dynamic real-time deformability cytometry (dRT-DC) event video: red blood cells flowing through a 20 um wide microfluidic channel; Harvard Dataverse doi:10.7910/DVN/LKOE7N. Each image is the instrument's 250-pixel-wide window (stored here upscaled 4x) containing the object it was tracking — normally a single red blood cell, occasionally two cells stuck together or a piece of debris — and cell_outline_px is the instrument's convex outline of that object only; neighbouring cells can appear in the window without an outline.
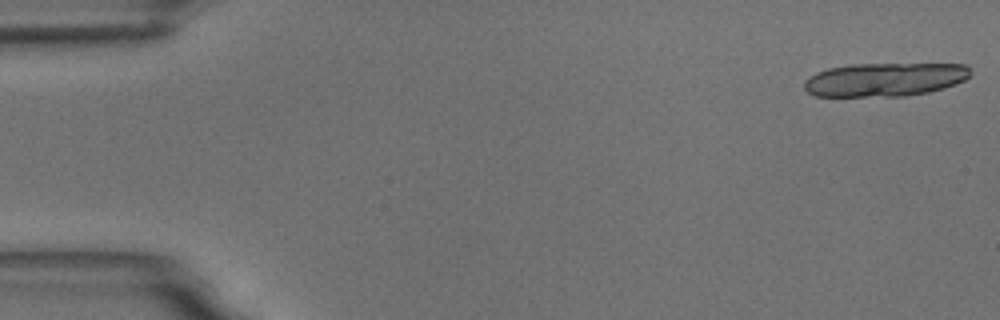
{"species": "common noctule bat (a hibernating species)", "species_latin": "Nyctalus noctula", "temperature_condition": "room temperature", "stored_images_in_passage": 21, "camera_frame_rate_fps": 3000, "um_per_image_px": 0.085, "animal": {"sex": "male", "body_mass_g": 18.8}, "frame": {"image": 1, "passage_image": 1, "time_ms": 0.0, "image_size_px": [1000, 320], "cell_outline_px": [[968, 76], [964, 80], [956, 84], [944, 88], [928, 92], [904, 96], [816, 96], [808, 92], [804, 88], [804, 80], [808, 76], [816, 72], [828, 68], [852, 64], [968, 64]], "centroid_in_image_um": [75.16, 6.76], "position_along_channel_um": 9.8, "area_um2": 32.54}}